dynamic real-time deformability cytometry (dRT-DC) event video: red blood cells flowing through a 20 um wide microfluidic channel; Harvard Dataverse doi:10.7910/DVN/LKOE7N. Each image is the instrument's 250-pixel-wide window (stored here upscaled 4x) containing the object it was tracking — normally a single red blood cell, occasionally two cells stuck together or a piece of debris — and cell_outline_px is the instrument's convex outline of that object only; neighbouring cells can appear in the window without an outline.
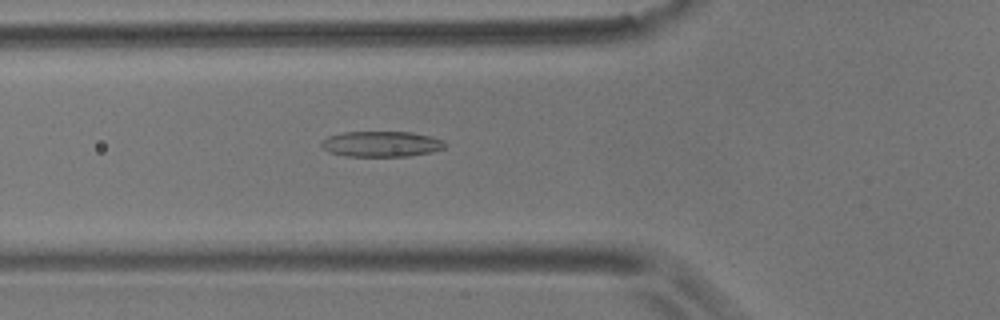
{"species": "common noctule bat (a hibernating species)", "species_latin": "Nyctalus noctula", "temperature_condition": "room temperature", "stored_images_in_passage": 47, "camera_frame_rate_fps": 3000, "um_per_image_px": 0.085, "animal": {"sex": "male", "body_mass_g": 17.9}, "frame": {"image": 1, "passage_image": 11, "time_ms": 3.333, "image_size_px": [1000, 320], "cell_outline_px": [[444, 148], [432, 152], [408, 156], [344, 156], [328, 152], [320, 144], [320, 140], [328, 136], [344, 132], [412, 132], [444, 140]], "centroid_in_image_um": [32.37, 12.24], "position_along_channel_um": 93.4, "area_um2": 18.44}}
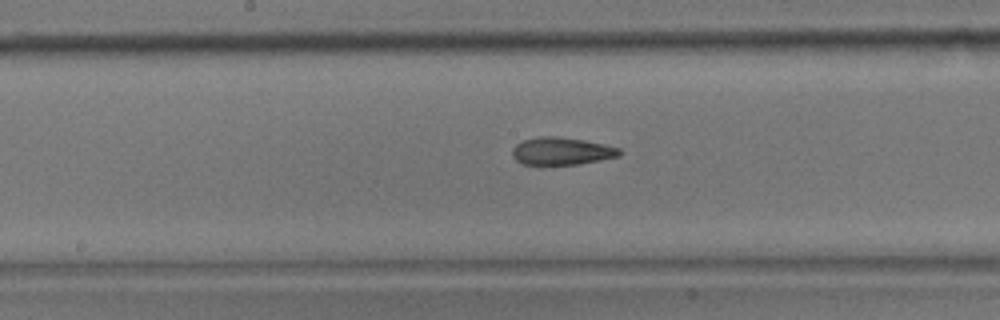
{"frame": {"image": 2, "passage_image": 20, "time_ms": 6.333, "image_size_px": [1000, 320], "cell_outline_px": [[620, 156], [580, 164], [524, 164], [516, 160], [512, 156], [512, 148], [516, 144], [524, 140], [540, 136], [560, 136], [584, 140], [604, 144], [620, 148]], "centroid_in_image_um": [47.74, 12.83], "position_along_channel_um": 200.5, "area_um2": 17.17}}
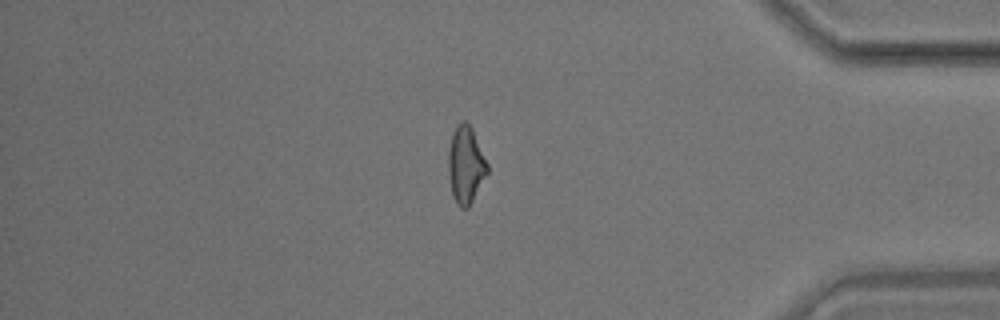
{"frame": {"image": 3, "passage_image": 39, "time_ms": 12.667, "image_size_px": [1000, 320], "cell_outline_px": [[488, 172], [468, 208], [460, 208], [456, 204], [452, 196], [448, 172], [448, 152], [452, 132], [464, 120], [472, 128], [488, 164]], "centroid_in_image_um": [39.58, 14.04], "position_along_channel_um": 395.6, "area_um2": 17.46}}